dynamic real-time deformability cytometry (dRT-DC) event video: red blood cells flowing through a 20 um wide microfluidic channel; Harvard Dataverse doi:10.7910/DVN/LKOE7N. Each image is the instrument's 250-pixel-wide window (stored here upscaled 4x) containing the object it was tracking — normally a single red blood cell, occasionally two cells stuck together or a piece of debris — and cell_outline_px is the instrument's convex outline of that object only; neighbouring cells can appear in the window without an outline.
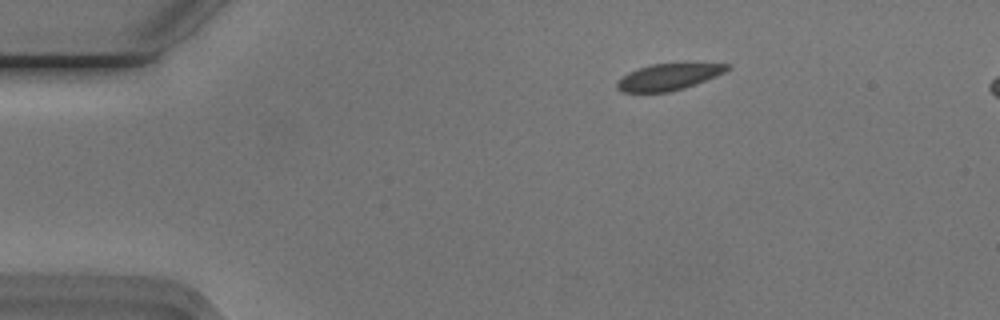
{"species": "Egyptian fruit bat (a non-hibernating species)", "species_latin": "Rousettus aegyptiacus", "temperature_condition": "cold", "stored_images_in_passage": 46, "camera_frame_rate_fps": 3000, "um_per_image_px": 0.085, "animal": {"sex": "male"}, "frame": {"image": 1, "passage_image": 1, "time_ms": 0.0, "image_size_px": [1000, 320], "cell_outline_px": [[732, 68], [716, 76], [696, 84], [684, 88], [668, 92], [620, 92], [616, 88], [616, 84], [628, 72], [652, 64], [684, 60], [732, 64]], "centroid_in_image_um": [56.95, 6.47], "position_along_channel_um": 28.1, "area_um2": 17.86}}
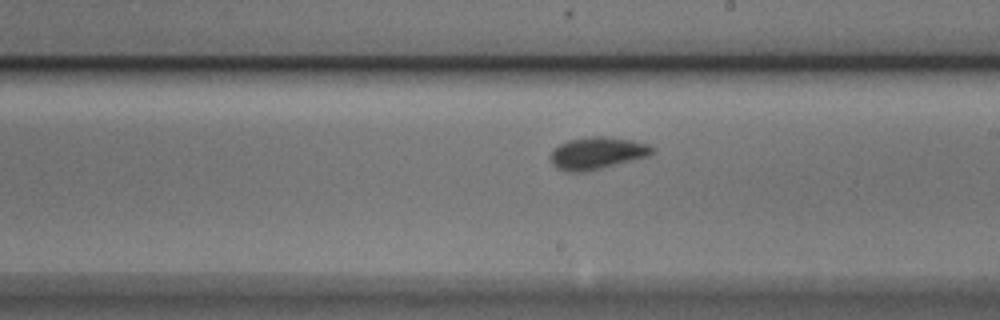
{"frame": {"image": 2, "passage_image": 23, "time_ms": 7.333, "image_size_px": [1000, 320], "cell_outline_px": [[656, 148], [648, 156], [588, 172], [568, 172], [556, 168], [552, 164], [552, 148], [568, 140], [592, 136], [600, 136], [632, 140], [648, 144]], "centroid_in_image_um": [50.75, 13.03], "position_along_channel_um": 238.3, "area_um2": 19.07}}
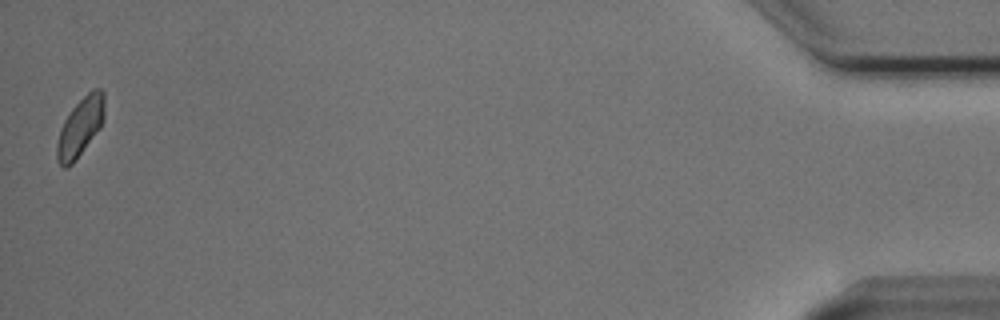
{"frame": {"image": 3, "passage_image": 46, "time_ms": 15.0, "image_size_px": [1000, 320], "cell_outline_px": [[104, 120], [100, 128], [72, 164], [68, 168], [64, 168], [56, 160], [56, 144], [60, 128], [64, 120], [72, 108], [92, 88], [100, 88], [104, 92]], "centroid_in_image_um": [6.81, 10.79], "position_along_channel_um": 428.4, "area_um2": 16.3}, "authors_computed_cell_mechanics": {"area_um2": 17.7157, "velocity_mm_per_s": 3.7115, "shape_relaxation_time_tau1_ms": 1.9219, "shape_relaxation_time_tau2_ms": null, "deformation_change_tau1": 0.0907, "deformation_change_tau2": null}}